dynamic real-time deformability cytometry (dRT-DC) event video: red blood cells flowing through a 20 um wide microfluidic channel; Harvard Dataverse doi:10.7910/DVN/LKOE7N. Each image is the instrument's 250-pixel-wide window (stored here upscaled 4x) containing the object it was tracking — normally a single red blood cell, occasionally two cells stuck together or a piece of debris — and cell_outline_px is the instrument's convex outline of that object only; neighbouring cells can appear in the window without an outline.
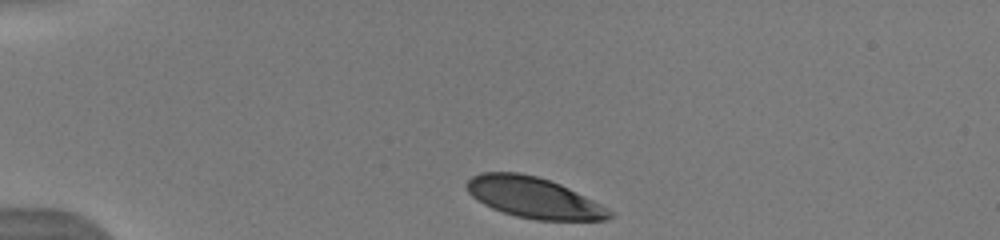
{"species": "human", "species_latin": "Homo sapiens", "temperature_condition": "warm", "stored_images_in_passage": 41, "camera_frame_rate_fps": 3000, "um_per_image_px": 0.085, "donor": {"sex": "male"}, "frame": {"image": 1, "passage_image": 1, "time_ms": 0.0, "image_size_px": [1000, 240], "cell_outline_px": [[616, 212], [608, 220], [536, 220], [516, 216], [492, 208], [476, 200], [468, 192], [464, 184], [472, 176], [480, 172], [520, 172], [536, 176], [560, 184]], "centroid_in_image_um": [45.35, 16.8], "position_along_channel_um": 39.7, "area_um2": 33.93}}
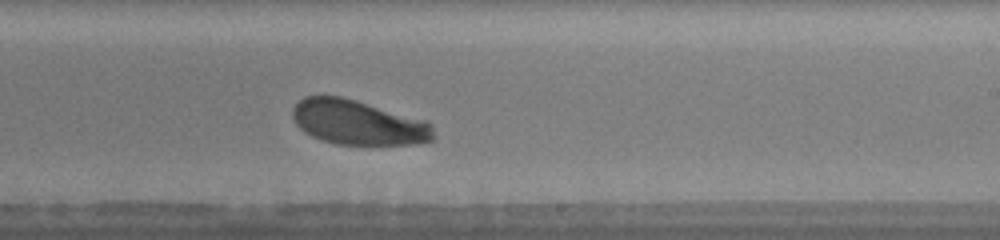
{"frame": {"image": 2, "passage_image": 22, "time_ms": 7.0, "image_size_px": [1000, 240], "cell_outline_px": [[436, 136], [432, 140], [416, 144], [336, 144], [320, 140], [304, 132], [296, 124], [292, 116], [292, 108], [304, 96], [340, 96], [356, 100], [428, 120], [432, 124]], "centroid_in_image_um": [30.47, 10.41], "position_along_channel_um": 258.5, "area_um2": 36.99}, "authors_computed_cell_mechanics": {"area_um2": 37.6278, "velocity_mm_per_s": 3.8889, "shape_relaxation_time_tau1_ms": 1.4898, "shape_relaxation_time_tau2_ms": null, "deformation_change_tau1": 0.1139, "deformation_change_tau2": null}}